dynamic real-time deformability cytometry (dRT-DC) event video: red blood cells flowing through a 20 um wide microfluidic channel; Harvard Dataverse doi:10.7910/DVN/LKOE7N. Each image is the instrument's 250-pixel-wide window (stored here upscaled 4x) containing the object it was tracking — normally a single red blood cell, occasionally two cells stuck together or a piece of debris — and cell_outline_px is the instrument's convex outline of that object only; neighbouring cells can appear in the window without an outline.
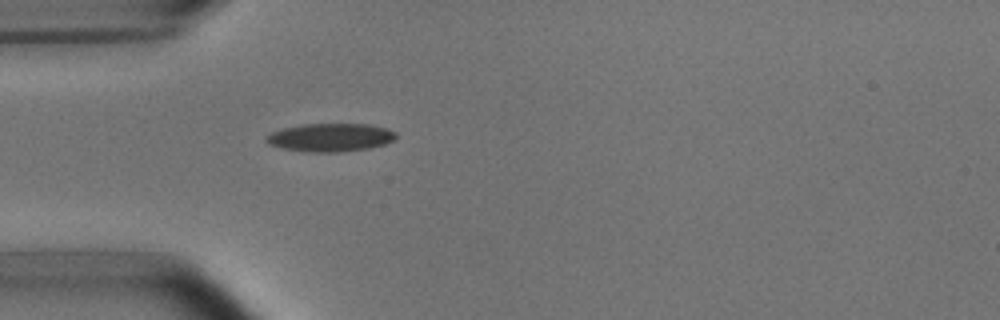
{"species": "common noctule bat (a hibernating species)", "species_latin": "Nyctalus noctula", "temperature_condition": "room temperature", "stored_images_in_passage": 1, "camera_frame_rate_fps": 3000, "um_per_image_px": 0.085, "animal": {"sex": "male", "body_mass_g": 15.6}, "frame": {"image": 1, "passage_image": 1, "time_ms": 0.0, "image_size_px": [1000, 320], "cell_outline_px": [[396, 136], [392, 140], [384, 144], [368, 148], [340, 152], [308, 152], [284, 148], [268, 144], [264, 140], [264, 136], [272, 132], [284, 128], [304, 124], [368, 124], [388, 128], [396, 132]], "centroid_in_image_um": [28.07, 11.68], "position_along_channel_um": 56.9, "area_um2": 21.27}}